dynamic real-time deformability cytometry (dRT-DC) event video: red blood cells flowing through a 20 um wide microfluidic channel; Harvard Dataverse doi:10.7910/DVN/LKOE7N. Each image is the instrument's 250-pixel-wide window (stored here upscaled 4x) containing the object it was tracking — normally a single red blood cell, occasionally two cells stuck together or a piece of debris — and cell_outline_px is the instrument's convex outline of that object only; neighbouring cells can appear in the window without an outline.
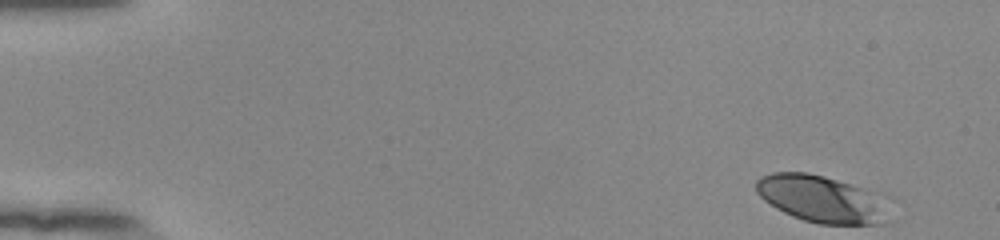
{"species": "human", "species_latin": "Homo sapiens", "temperature_condition": "room temperature", "stored_images_in_passage": 51, "camera_frame_rate_fps": 3000, "um_per_image_px": 0.085, "donor": {"sex": "female"}, "frame": {"image": 1, "passage_image": 1, "time_ms": 0.0, "image_size_px": [1000, 240], "cell_outline_px": [[896, 220], [892, 224], [820, 224], [804, 220], [792, 216], [776, 208], [764, 200], [756, 192], [756, 180], [760, 176], [772, 172], [808, 172], [824, 176], [884, 192], [892, 196], [896, 200]], "centroid_in_image_um": [70.19, 16.94], "position_along_channel_um": 14.8, "area_um2": 39.25}}
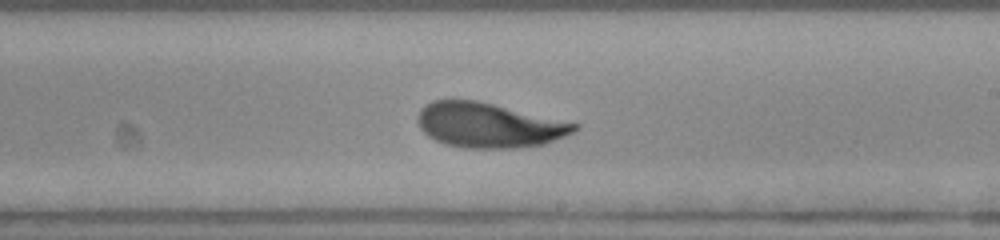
{"frame": {"image": 2, "passage_image": 30, "time_ms": 9.667, "image_size_px": [1000, 240], "cell_outline_px": [[580, 128], [564, 136], [544, 144], [516, 148], [464, 148], [444, 144], [428, 136], [420, 128], [416, 120], [416, 116], [420, 108], [432, 100], [476, 100], [580, 124]], "centroid_in_image_um": [41.51, 10.64], "position_along_channel_um": 247.5, "area_um2": 40.92}}
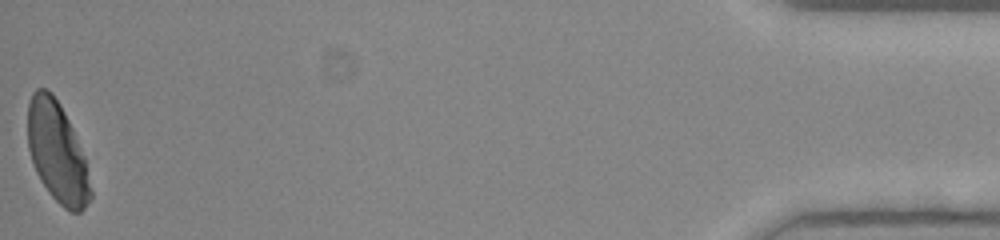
{"frame": {"image": 3, "passage_image": 51, "time_ms": 16.667, "image_size_px": [1000, 240], "cell_outline_px": [[92, 196], [84, 208], [80, 212], [72, 212], [64, 208], [48, 192], [40, 180], [36, 172], [28, 148], [28, 100], [32, 92], [36, 88], [44, 88], [52, 92], [60, 104], [72, 128], [84, 160], [92, 192]], "centroid_in_image_um": [4.83, 12.93], "position_along_channel_um": 430.4, "area_um2": 36.3}, "authors_computed_cell_mechanics": {"area_um2": 40.2288, "velocity_mm_per_s": 3.8703, "shape_relaxation_time_tau1_ms": 3.3543, "shape_relaxation_time_tau2_ms": 1.3291, "deformation_change_tau1": 0.1651, "deformation_change_tau2": 0.0663}}